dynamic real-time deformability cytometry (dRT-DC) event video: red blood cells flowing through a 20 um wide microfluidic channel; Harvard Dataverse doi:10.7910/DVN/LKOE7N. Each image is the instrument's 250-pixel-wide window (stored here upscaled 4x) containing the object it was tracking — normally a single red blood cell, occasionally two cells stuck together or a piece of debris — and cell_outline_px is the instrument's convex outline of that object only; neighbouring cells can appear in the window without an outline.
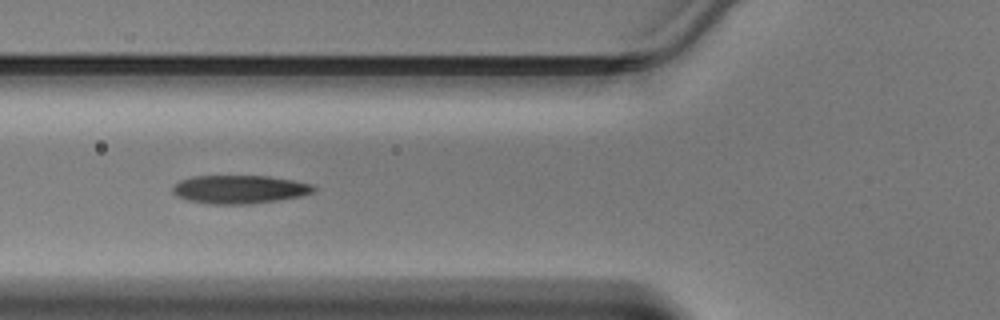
{"species": "Egyptian fruit bat (a non-hibernating species)", "species_latin": "Rousettus aegyptiacus", "temperature_condition": "warm", "stored_images_in_passage": 27, "camera_frame_rate_fps": 3000, "um_per_image_px": 0.085, "animal": {"sex": "male"}, "frame": {"image": 1, "passage_image": 16, "time_ms": 5.0, "image_size_px": [1000, 320], "cell_outline_px": [[316, 188], [312, 192], [300, 196], [276, 200], [248, 204], [212, 204], [188, 200], [176, 196], [172, 192], [172, 184], [180, 180], [192, 176], [268, 176], [292, 180], [312, 184]], "centroid_in_image_um": [20.3, 16.09], "position_along_channel_um": 105.5, "area_um2": 23.24}}